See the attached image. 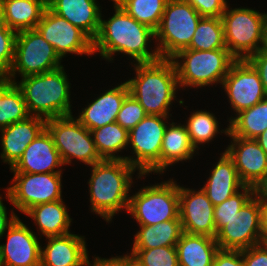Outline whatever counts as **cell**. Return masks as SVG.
<instances>
[{"instance_id":"obj_1","label":"cell","mask_w":267,"mask_h":266,"mask_svg":"<svg viewBox=\"0 0 267 266\" xmlns=\"http://www.w3.org/2000/svg\"><path fill=\"white\" fill-rule=\"evenodd\" d=\"M114 8L115 14L108 20L101 16L99 32L93 40V54L98 52L108 61L113 60L116 52L131 56L136 63L160 60L157 48L151 51L148 48L152 38L155 39V31L135 20L116 2Z\"/></svg>"},{"instance_id":"obj_2","label":"cell","mask_w":267,"mask_h":266,"mask_svg":"<svg viewBox=\"0 0 267 266\" xmlns=\"http://www.w3.org/2000/svg\"><path fill=\"white\" fill-rule=\"evenodd\" d=\"M137 169L122 159H103L91 166L88 180L91 211L106 222L125 209L128 211L132 174Z\"/></svg>"},{"instance_id":"obj_3","label":"cell","mask_w":267,"mask_h":266,"mask_svg":"<svg viewBox=\"0 0 267 266\" xmlns=\"http://www.w3.org/2000/svg\"><path fill=\"white\" fill-rule=\"evenodd\" d=\"M136 76L126 83L129 93L143 106L147 115L169 116L176 98L178 78L171 59L134 64Z\"/></svg>"},{"instance_id":"obj_4","label":"cell","mask_w":267,"mask_h":266,"mask_svg":"<svg viewBox=\"0 0 267 266\" xmlns=\"http://www.w3.org/2000/svg\"><path fill=\"white\" fill-rule=\"evenodd\" d=\"M61 66L52 71L29 75L15 82L21 89L30 116L45 120L72 115L70 84Z\"/></svg>"},{"instance_id":"obj_5","label":"cell","mask_w":267,"mask_h":266,"mask_svg":"<svg viewBox=\"0 0 267 266\" xmlns=\"http://www.w3.org/2000/svg\"><path fill=\"white\" fill-rule=\"evenodd\" d=\"M171 60L177 71L180 88H201L215 83L222 85L231 64L236 59L227 48H220L205 51L183 49Z\"/></svg>"},{"instance_id":"obj_6","label":"cell","mask_w":267,"mask_h":266,"mask_svg":"<svg viewBox=\"0 0 267 266\" xmlns=\"http://www.w3.org/2000/svg\"><path fill=\"white\" fill-rule=\"evenodd\" d=\"M203 17L185 0H168L160 25L155 31L161 59H171L187 49Z\"/></svg>"},{"instance_id":"obj_7","label":"cell","mask_w":267,"mask_h":266,"mask_svg":"<svg viewBox=\"0 0 267 266\" xmlns=\"http://www.w3.org/2000/svg\"><path fill=\"white\" fill-rule=\"evenodd\" d=\"M169 180L145 186L130 196L127 213L135 218L138 225L180 220L179 185L173 179Z\"/></svg>"},{"instance_id":"obj_8","label":"cell","mask_w":267,"mask_h":266,"mask_svg":"<svg viewBox=\"0 0 267 266\" xmlns=\"http://www.w3.org/2000/svg\"><path fill=\"white\" fill-rule=\"evenodd\" d=\"M221 15L226 48L236 60L248 59L259 51L267 13L250 8L228 9Z\"/></svg>"},{"instance_id":"obj_9","label":"cell","mask_w":267,"mask_h":266,"mask_svg":"<svg viewBox=\"0 0 267 266\" xmlns=\"http://www.w3.org/2000/svg\"><path fill=\"white\" fill-rule=\"evenodd\" d=\"M61 60L54 47L36 29L23 30L17 32L14 61L3 78L15 83V74L19 73L23 78L52 71L63 66Z\"/></svg>"},{"instance_id":"obj_10","label":"cell","mask_w":267,"mask_h":266,"mask_svg":"<svg viewBox=\"0 0 267 266\" xmlns=\"http://www.w3.org/2000/svg\"><path fill=\"white\" fill-rule=\"evenodd\" d=\"M46 129L63 164H71L73 158L89 166L103 160L96 150L91 131L73 115L48 119Z\"/></svg>"},{"instance_id":"obj_11","label":"cell","mask_w":267,"mask_h":266,"mask_svg":"<svg viewBox=\"0 0 267 266\" xmlns=\"http://www.w3.org/2000/svg\"><path fill=\"white\" fill-rule=\"evenodd\" d=\"M169 116L146 115L129 130L128 145L133 156L124 157L139 173L138 179L149 173L160 174V151Z\"/></svg>"},{"instance_id":"obj_12","label":"cell","mask_w":267,"mask_h":266,"mask_svg":"<svg viewBox=\"0 0 267 266\" xmlns=\"http://www.w3.org/2000/svg\"><path fill=\"white\" fill-rule=\"evenodd\" d=\"M7 200L24 214L33 206L62 199V173L13 172Z\"/></svg>"},{"instance_id":"obj_13","label":"cell","mask_w":267,"mask_h":266,"mask_svg":"<svg viewBox=\"0 0 267 266\" xmlns=\"http://www.w3.org/2000/svg\"><path fill=\"white\" fill-rule=\"evenodd\" d=\"M220 250H243L261 243L260 201L253 195L217 232Z\"/></svg>"},{"instance_id":"obj_14","label":"cell","mask_w":267,"mask_h":266,"mask_svg":"<svg viewBox=\"0 0 267 266\" xmlns=\"http://www.w3.org/2000/svg\"><path fill=\"white\" fill-rule=\"evenodd\" d=\"M62 59L66 54H93V40L80 28L52 12L48 7L35 28Z\"/></svg>"},{"instance_id":"obj_15","label":"cell","mask_w":267,"mask_h":266,"mask_svg":"<svg viewBox=\"0 0 267 266\" xmlns=\"http://www.w3.org/2000/svg\"><path fill=\"white\" fill-rule=\"evenodd\" d=\"M229 103L236 114L267 97L259 73L247 60H235L222 82Z\"/></svg>"},{"instance_id":"obj_16","label":"cell","mask_w":267,"mask_h":266,"mask_svg":"<svg viewBox=\"0 0 267 266\" xmlns=\"http://www.w3.org/2000/svg\"><path fill=\"white\" fill-rule=\"evenodd\" d=\"M214 205L207 194L179 185V218L183 232L216 237Z\"/></svg>"},{"instance_id":"obj_17","label":"cell","mask_w":267,"mask_h":266,"mask_svg":"<svg viewBox=\"0 0 267 266\" xmlns=\"http://www.w3.org/2000/svg\"><path fill=\"white\" fill-rule=\"evenodd\" d=\"M220 132L232 138L225 152L233 160L241 182L254 187L267 173V154L255 139L231 135L228 126Z\"/></svg>"},{"instance_id":"obj_18","label":"cell","mask_w":267,"mask_h":266,"mask_svg":"<svg viewBox=\"0 0 267 266\" xmlns=\"http://www.w3.org/2000/svg\"><path fill=\"white\" fill-rule=\"evenodd\" d=\"M4 266H41V245L36 234L19 217L8 228L7 242L0 244Z\"/></svg>"},{"instance_id":"obj_19","label":"cell","mask_w":267,"mask_h":266,"mask_svg":"<svg viewBox=\"0 0 267 266\" xmlns=\"http://www.w3.org/2000/svg\"><path fill=\"white\" fill-rule=\"evenodd\" d=\"M64 166L52 136L45 128L25 149L22 157L10 169L24 173H62Z\"/></svg>"},{"instance_id":"obj_20","label":"cell","mask_w":267,"mask_h":266,"mask_svg":"<svg viewBox=\"0 0 267 266\" xmlns=\"http://www.w3.org/2000/svg\"><path fill=\"white\" fill-rule=\"evenodd\" d=\"M45 119L29 116L27 119L15 122L0 129L2 153L0 157L10 169L22 157L27 146L46 128Z\"/></svg>"},{"instance_id":"obj_21","label":"cell","mask_w":267,"mask_h":266,"mask_svg":"<svg viewBox=\"0 0 267 266\" xmlns=\"http://www.w3.org/2000/svg\"><path fill=\"white\" fill-rule=\"evenodd\" d=\"M46 239V247H41V266H86L89 256L83 236L70 232Z\"/></svg>"},{"instance_id":"obj_22","label":"cell","mask_w":267,"mask_h":266,"mask_svg":"<svg viewBox=\"0 0 267 266\" xmlns=\"http://www.w3.org/2000/svg\"><path fill=\"white\" fill-rule=\"evenodd\" d=\"M128 94L129 88L126 81L118 84L92 100L93 102L83 108L76 119L90 131L116 122L118 112Z\"/></svg>"},{"instance_id":"obj_23","label":"cell","mask_w":267,"mask_h":266,"mask_svg":"<svg viewBox=\"0 0 267 266\" xmlns=\"http://www.w3.org/2000/svg\"><path fill=\"white\" fill-rule=\"evenodd\" d=\"M47 7L92 40L98 35L102 13L96 0H47Z\"/></svg>"},{"instance_id":"obj_24","label":"cell","mask_w":267,"mask_h":266,"mask_svg":"<svg viewBox=\"0 0 267 266\" xmlns=\"http://www.w3.org/2000/svg\"><path fill=\"white\" fill-rule=\"evenodd\" d=\"M215 164L211 176L202 187L214 206L224 202L245 186L238 176L233 160L225 151Z\"/></svg>"},{"instance_id":"obj_25","label":"cell","mask_w":267,"mask_h":266,"mask_svg":"<svg viewBox=\"0 0 267 266\" xmlns=\"http://www.w3.org/2000/svg\"><path fill=\"white\" fill-rule=\"evenodd\" d=\"M176 250L179 266H212L219 246L215 238L183 232Z\"/></svg>"},{"instance_id":"obj_26","label":"cell","mask_w":267,"mask_h":266,"mask_svg":"<svg viewBox=\"0 0 267 266\" xmlns=\"http://www.w3.org/2000/svg\"><path fill=\"white\" fill-rule=\"evenodd\" d=\"M4 22L20 32L35 29L47 8V0H0Z\"/></svg>"},{"instance_id":"obj_27","label":"cell","mask_w":267,"mask_h":266,"mask_svg":"<svg viewBox=\"0 0 267 266\" xmlns=\"http://www.w3.org/2000/svg\"><path fill=\"white\" fill-rule=\"evenodd\" d=\"M170 123L165 130L160 151V173H164L167 167L192 159L196 152L192 145L186 125ZM170 165V166H169Z\"/></svg>"},{"instance_id":"obj_28","label":"cell","mask_w":267,"mask_h":266,"mask_svg":"<svg viewBox=\"0 0 267 266\" xmlns=\"http://www.w3.org/2000/svg\"><path fill=\"white\" fill-rule=\"evenodd\" d=\"M25 214L34 220L43 236H62L70 233V218L63 200L33 206Z\"/></svg>"},{"instance_id":"obj_29","label":"cell","mask_w":267,"mask_h":266,"mask_svg":"<svg viewBox=\"0 0 267 266\" xmlns=\"http://www.w3.org/2000/svg\"><path fill=\"white\" fill-rule=\"evenodd\" d=\"M132 249L176 246L183 234L181 220H169L156 225H139Z\"/></svg>"},{"instance_id":"obj_30","label":"cell","mask_w":267,"mask_h":266,"mask_svg":"<svg viewBox=\"0 0 267 266\" xmlns=\"http://www.w3.org/2000/svg\"><path fill=\"white\" fill-rule=\"evenodd\" d=\"M229 119L228 132L236 137L255 139L267 129V97Z\"/></svg>"},{"instance_id":"obj_31","label":"cell","mask_w":267,"mask_h":266,"mask_svg":"<svg viewBox=\"0 0 267 266\" xmlns=\"http://www.w3.org/2000/svg\"><path fill=\"white\" fill-rule=\"evenodd\" d=\"M30 116L21 89L14 82L0 78V129Z\"/></svg>"},{"instance_id":"obj_32","label":"cell","mask_w":267,"mask_h":266,"mask_svg":"<svg viewBox=\"0 0 267 266\" xmlns=\"http://www.w3.org/2000/svg\"><path fill=\"white\" fill-rule=\"evenodd\" d=\"M96 150L102 159H122L123 156L115 155L127 149L129 131L119 123L113 122L100 128L91 130Z\"/></svg>"},{"instance_id":"obj_33","label":"cell","mask_w":267,"mask_h":266,"mask_svg":"<svg viewBox=\"0 0 267 266\" xmlns=\"http://www.w3.org/2000/svg\"><path fill=\"white\" fill-rule=\"evenodd\" d=\"M220 48H226L221 17H203L187 49L205 51Z\"/></svg>"},{"instance_id":"obj_34","label":"cell","mask_w":267,"mask_h":266,"mask_svg":"<svg viewBox=\"0 0 267 266\" xmlns=\"http://www.w3.org/2000/svg\"><path fill=\"white\" fill-rule=\"evenodd\" d=\"M168 0H118L131 17L156 31Z\"/></svg>"},{"instance_id":"obj_35","label":"cell","mask_w":267,"mask_h":266,"mask_svg":"<svg viewBox=\"0 0 267 266\" xmlns=\"http://www.w3.org/2000/svg\"><path fill=\"white\" fill-rule=\"evenodd\" d=\"M186 128L195 149H200L199 144H205L219 132V123L215 115L209 111H195L187 119Z\"/></svg>"},{"instance_id":"obj_36","label":"cell","mask_w":267,"mask_h":266,"mask_svg":"<svg viewBox=\"0 0 267 266\" xmlns=\"http://www.w3.org/2000/svg\"><path fill=\"white\" fill-rule=\"evenodd\" d=\"M130 255L137 266H179L176 246L131 249Z\"/></svg>"},{"instance_id":"obj_37","label":"cell","mask_w":267,"mask_h":266,"mask_svg":"<svg viewBox=\"0 0 267 266\" xmlns=\"http://www.w3.org/2000/svg\"><path fill=\"white\" fill-rule=\"evenodd\" d=\"M254 195V187L244 186L224 202L214 206V220L217 232L232 218L242 206Z\"/></svg>"},{"instance_id":"obj_38","label":"cell","mask_w":267,"mask_h":266,"mask_svg":"<svg viewBox=\"0 0 267 266\" xmlns=\"http://www.w3.org/2000/svg\"><path fill=\"white\" fill-rule=\"evenodd\" d=\"M146 115L143 106L129 93L122 103L116 122L129 131Z\"/></svg>"},{"instance_id":"obj_39","label":"cell","mask_w":267,"mask_h":266,"mask_svg":"<svg viewBox=\"0 0 267 266\" xmlns=\"http://www.w3.org/2000/svg\"><path fill=\"white\" fill-rule=\"evenodd\" d=\"M17 32L5 26L0 29V78L11 69L14 61Z\"/></svg>"},{"instance_id":"obj_40","label":"cell","mask_w":267,"mask_h":266,"mask_svg":"<svg viewBox=\"0 0 267 266\" xmlns=\"http://www.w3.org/2000/svg\"><path fill=\"white\" fill-rule=\"evenodd\" d=\"M192 5L202 17H221L226 10V0H185Z\"/></svg>"},{"instance_id":"obj_41","label":"cell","mask_w":267,"mask_h":266,"mask_svg":"<svg viewBox=\"0 0 267 266\" xmlns=\"http://www.w3.org/2000/svg\"><path fill=\"white\" fill-rule=\"evenodd\" d=\"M244 266H267V245L257 244L242 250Z\"/></svg>"},{"instance_id":"obj_42","label":"cell","mask_w":267,"mask_h":266,"mask_svg":"<svg viewBox=\"0 0 267 266\" xmlns=\"http://www.w3.org/2000/svg\"><path fill=\"white\" fill-rule=\"evenodd\" d=\"M212 266H244L242 250L219 249Z\"/></svg>"},{"instance_id":"obj_43","label":"cell","mask_w":267,"mask_h":266,"mask_svg":"<svg viewBox=\"0 0 267 266\" xmlns=\"http://www.w3.org/2000/svg\"><path fill=\"white\" fill-rule=\"evenodd\" d=\"M247 60L259 73L260 80L267 95V53L258 51L251 55Z\"/></svg>"},{"instance_id":"obj_44","label":"cell","mask_w":267,"mask_h":266,"mask_svg":"<svg viewBox=\"0 0 267 266\" xmlns=\"http://www.w3.org/2000/svg\"><path fill=\"white\" fill-rule=\"evenodd\" d=\"M94 262L88 259L86 266H134V259L131 255L116 256L110 259L95 257Z\"/></svg>"},{"instance_id":"obj_45","label":"cell","mask_w":267,"mask_h":266,"mask_svg":"<svg viewBox=\"0 0 267 266\" xmlns=\"http://www.w3.org/2000/svg\"><path fill=\"white\" fill-rule=\"evenodd\" d=\"M7 208L3 203V200L0 196V239L3 237L4 233L7 229L14 223V221L18 218L17 214L11 212V216L7 217Z\"/></svg>"},{"instance_id":"obj_46","label":"cell","mask_w":267,"mask_h":266,"mask_svg":"<svg viewBox=\"0 0 267 266\" xmlns=\"http://www.w3.org/2000/svg\"><path fill=\"white\" fill-rule=\"evenodd\" d=\"M261 243L267 245V202H260Z\"/></svg>"},{"instance_id":"obj_47","label":"cell","mask_w":267,"mask_h":266,"mask_svg":"<svg viewBox=\"0 0 267 266\" xmlns=\"http://www.w3.org/2000/svg\"><path fill=\"white\" fill-rule=\"evenodd\" d=\"M254 196L260 202H267V173L265 176L254 186Z\"/></svg>"},{"instance_id":"obj_48","label":"cell","mask_w":267,"mask_h":266,"mask_svg":"<svg viewBox=\"0 0 267 266\" xmlns=\"http://www.w3.org/2000/svg\"><path fill=\"white\" fill-rule=\"evenodd\" d=\"M259 51L267 53V16L264 20L262 27V40L259 47Z\"/></svg>"},{"instance_id":"obj_49","label":"cell","mask_w":267,"mask_h":266,"mask_svg":"<svg viewBox=\"0 0 267 266\" xmlns=\"http://www.w3.org/2000/svg\"><path fill=\"white\" fill-rule=\"evenodd\" d=\"M255 140L267 154V129L258 137H256Z\"/></svg>"},{"instance_id":"obj_50","label":"cell","mask_w":267,"mask_h":266,"mask_svg":"<svg viewBox=\"0 0 267 266\" xmlns=\"http://www.w3.org/2000/svg\"><path fill=\"white\" fill-rule=\"evenodd\" d=\"M5 22H4V15H3V11H2V7L0 4V29H3L5 27Z\"/></svg>"},{"instance_id":"obj_51","label":"cell","mask_w":267,"mask_h":266,"mask_svg":"<svg viewBox=\"0 0 267 266\" xmlns=\"http://www.w3.org/2000/svg\"><path fill=\"white\" fill-rule=\"evenodd\" d=\"M0 266H4V265H3L2 256H1V252H0Z\"/></svg>"}]
</instances>
